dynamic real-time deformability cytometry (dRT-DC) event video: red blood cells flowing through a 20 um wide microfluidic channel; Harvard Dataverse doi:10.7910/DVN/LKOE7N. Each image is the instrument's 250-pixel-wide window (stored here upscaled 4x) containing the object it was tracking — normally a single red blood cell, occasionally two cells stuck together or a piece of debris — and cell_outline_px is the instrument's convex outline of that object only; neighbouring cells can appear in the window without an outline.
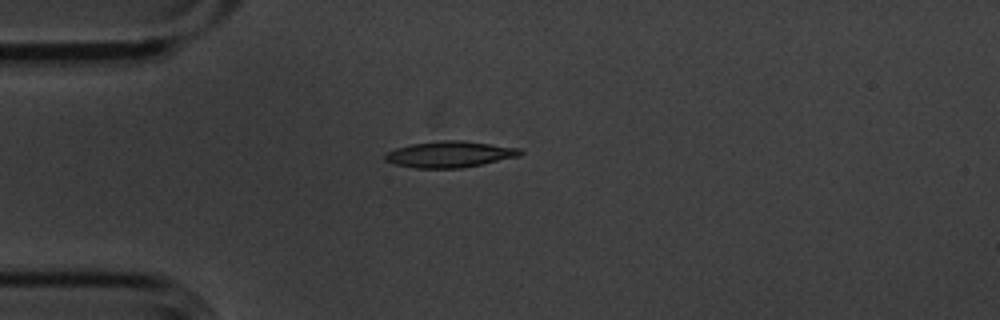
{"species": "common noctule bat (a hibernating species)", "species_latin": "Nyctalus noctula", "temperature_condition": "cold", "stored_images_in_passage": 6, "camera_frame_rate_fps": 3000, "um_per_image_px": 0.085, "animal": {"sex": "male", "body_mass_g": 20.1, "forearm_length_mm": 53.5}, "frame": {"image": 1, "passage_image": 3, "time_ms": 0.667, "image_size_px": [1000, 320], "cell_outline_px": [[524, 152], [520, 156], [460, 168], [416, 168], [396, 164], [384, 160], [384, 152], [396, 148], [412, 144], [440, 140], [464, 140], [520, 148]], "centroid_in_image_um": [38.22, 13.1], "position_along_channel_um": 46.8, "area_um2": 20.63}}
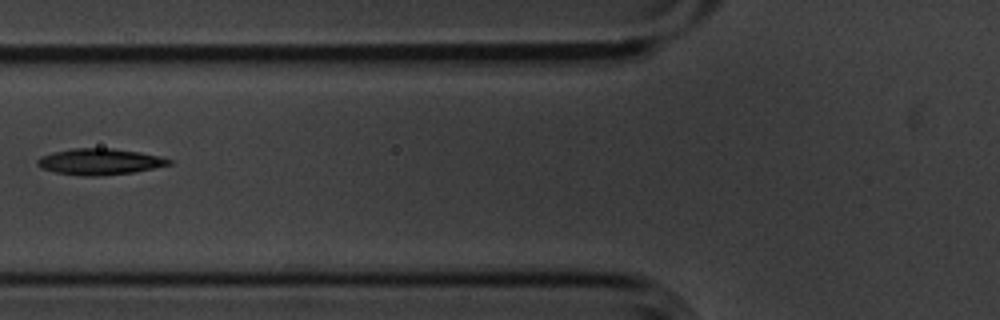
{"frame": {"image": 2, "passage_image": 5, "time_ms": 1.333, "image_size_px": [1000, 320], "cell_outline_px": [[172, 164], [132, 172], [100, 176], [80, 176], [56, 172], [40, 168], [36, 164], [36, 160], [40, 156], [72, 148], [112, 148], [140, 152], [160, 156], [172, 160]], "centroid_in_image_um": [8.45, 13.74], "position_along_channel_um": 117.3, "area_um2": 20.06}}
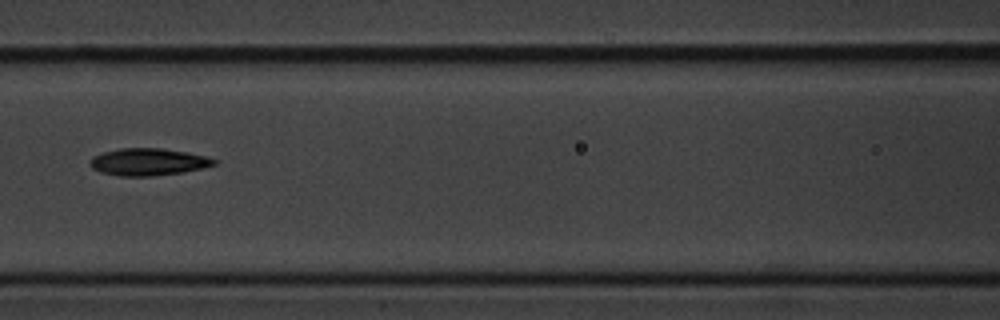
{"frame": {"image": 3, "passage_image": 6, "time_ms": 1.667, "image_size_px": [1000, 320], "cell_outline_px": [[220, 160], [216, 164], [184, 172], [152, 176], [120, 176], [100, 172], [92, 168], [88, 164], [88, 160], [92, 156], [104, 152], [120, 148], [160, 148], [188, 152], [208, 156]], "centroid_in_image_um": [12.6, 13.76], "position_along_channel_um": 154.0, "area_um2": 19.88}}